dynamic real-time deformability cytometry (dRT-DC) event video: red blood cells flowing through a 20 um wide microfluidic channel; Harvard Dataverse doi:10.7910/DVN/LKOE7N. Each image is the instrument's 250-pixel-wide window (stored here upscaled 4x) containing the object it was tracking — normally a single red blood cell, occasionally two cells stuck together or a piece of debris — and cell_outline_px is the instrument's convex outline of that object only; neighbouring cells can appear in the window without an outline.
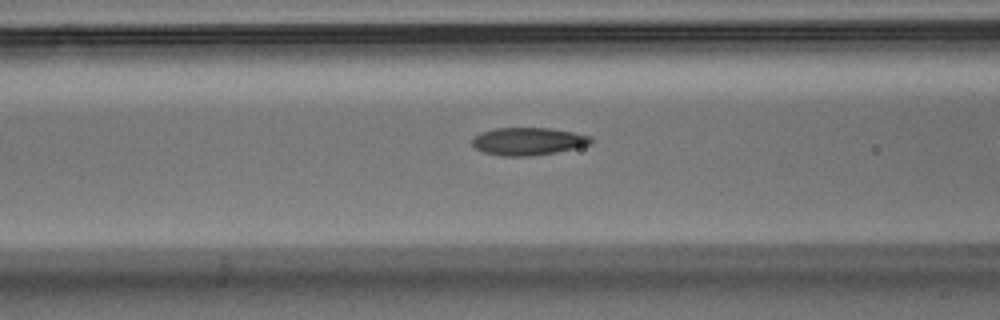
{"species": "Egyptian fruit bat (a non-hibernating species)", "species_latin": "Rousettus aegyptiacus", "temperature_condition": "warm", "stored_images_in_passage": 35, "camera_frame_rate_fps": 3000, "um_per_image_px": 0.085, "animal": {"sex": "male"}, "frame": {"image": 1, "passage_image": 15, "time_ms": 4.667, "image_size_px": [1000, 320], "cell_outline_px": [[592, 144], [556, 152], [532, 156], [500, 156], [484, 152], [476, 148], [472, 144], [472, 140], [480, 132], [492, 128], [552, 128], [592, 136]], "centroid_in_image_um": [44.89, 12.01], "position_along_channel_um": 121.7, "area_um2": 19.19}}
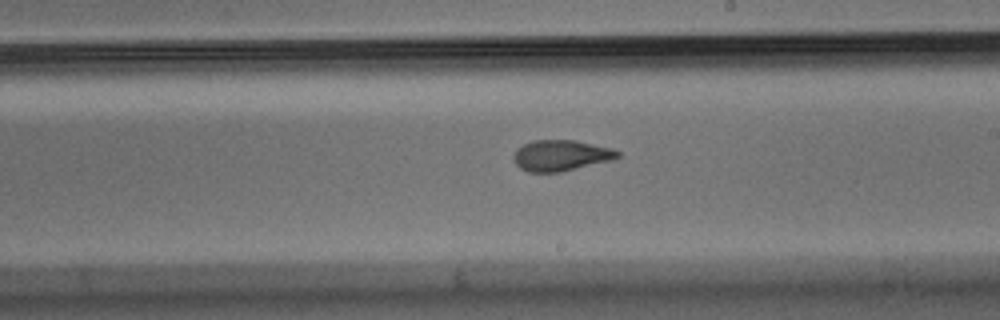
{"frame": {"image": 2, "passage_image": 24, "time_ms": 7.667, "image_size_px": [1000, 320], "cell_outline_px": [[620, 156], [612, 160], [560, 172], [528, 172], [520, 168], [516, 164], [512, 156], [516, 148], [532, 140], [576, 140], [612, 148], [620, 152]], "centroid_in_image_um": [47.66, 13.21], "position_along_channel_um": 241.3, "area_um2": 18.84}}
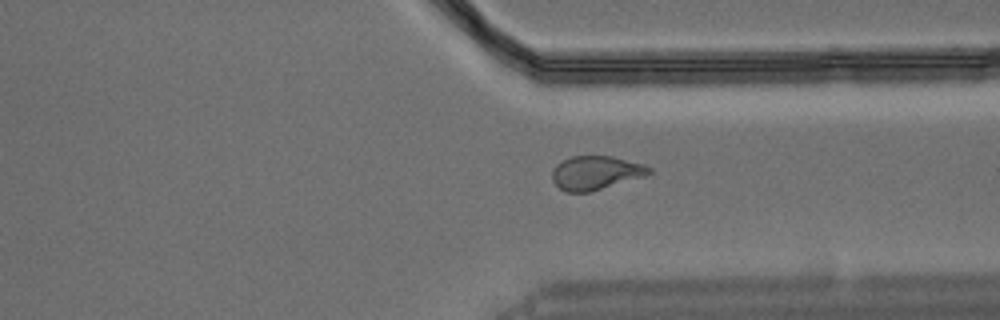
{"frame": {"image": 3, "passage_image": 33, "time_ms": 10.667, "image_size_px": [1000, 320], "cell_outline_px": [[652, 172], [644, 176], [588, 192], [564, 192], [552, 180], [552, 168], [556, 164], [572, 156], [612, 156], [644, 164], [652, 168]], "centroid_in_image_um": [50.62, 14.68], "position_along_channel_um": 360.8, "area_um2": 18.96}}